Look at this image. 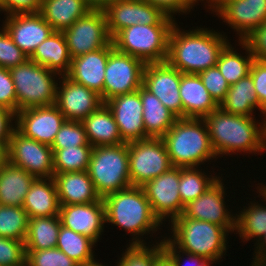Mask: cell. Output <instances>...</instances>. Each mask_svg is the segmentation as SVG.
I'll return each instance as SVG.
<instances>
[{"label": "cell", "instance_id": "6da1fadb", "mask_svg": "<svg viewBox=\"0 0 266 266\" xmlns=\"http://www.w3.org/2000/svg\"><path fill=\"white\" fill-rule=\"evenodd\" d=\"M254 118L229 114L220 108L203 118L217 158L238 152L256 156L266 150V119L258 123Z\"/></svg>", "mask_w": 266, "mask_h": 266}, {"label": "cell", "instance_id": "7a4b0ae2", "mask_svg": "<svg viewBox=\"0 0 266 266\" xmlns=\"http://www.w3.org/2000/svg\"><path fill=\"white\" fill-rule=\"evenodd\" d=\"M173 26L169 36L167 62L181 73L198 74L215 67L219 55L229 43L226 33L197 27L192 30Z\"/></svg>", "mask_w": 266, "mask_h": 266}, {"label": "cell", "instance_id": "3957f363", "mask_svg": "<svg viewBox=\"0 0 266 266\" xmlns=\"http://www.w3.org/2000/svg\"><path fill=\"white\" fill-rule=\"evenodd\" d=\"M103 202L105 223L132 234L129 244H146L143 236L160 230L162 223L154 215L143 187L131 186L117 191L104 197Z\"/></svg>", "mask_w": 266, "mask_h": 266}, {"label": "cell", "instance_id": "277c9868", "mask_svg": "<svg viewBox=\"0 0 266 266\" xmlns=\"http://www.w3.org/2000/svg\"><path fill=\"white\" fill-rule=\"evenodd\" d=\"M162 139L173 167H201L217 160L203 119L178 118Z\"/></svg>", "mask_w": 266, "mask_h": 266}, {"label": "cell", "instance_id": "5b68a950", "mask_svg": "<svg viewBox=\"0 0 266 266\" xmlns=\"http://www.w3.org/2000/svg\"><path fill=\"white\" fill-rule=\"evenodd\" d=\"M170 223L172 235L168 239L181 250L210 259L215 264L226 254L229 232L224 227L181 216Z\"/></svg>", "mask_w": 266, "mask_h": 266}, {"label": "cell", "instance_id": "8992f818", "mask_svg": "<svg viewBox=\"0 0 266 266\" xmlns=\"http://www.w3.org/2000/svg\"><path fill=\"white\" fill-rule=\"evenodd\" d=\"M87 172L101 199L131 187L128 143L93 147Z\"/></svg>", "mask_w": 266, "mask_h": 266}, {"label": "cell", "instance_id": "52a82bcc", "mask_svg": "<svg viewBox=\"0 0 266 266\" xmlns=\"http://www.w3.org/2000/svg\"><path fill=\"white\" fill-rule=\"evenodd\" d=\"M9 70L17 96V112L56 103L59 74L30 59Z\"/></svg>", "mask_w": 266, "mask_h": 266}, {"label": "cell", "instance_id": "ba28073f", "mask_svg": "<svg viewBox=\"0 0 266 266\" xmlns=\"http://www.w3.org/2000/svg\"><path fill=\"white\" fill-rule=\"evenodd\" d=\"M173 26L136 24L120 30L112 42L117 51L141 59L145 64L164 62Z\"/></svg>", "mask_w": 266, "mask_h": 266}, {"label": "cell", "instance_id": "9c48e42d", "mask_svg": "<svg viewBox=\"0 0 266 266\" xmlns=\"http://www.w3.org/2000/svg\"><path fill=\"white\" fill-rule=\"evenodd\" d=\"M128 157L132 186L142 187L173 167L162 138L129 142Z\"/></svg>", "mask_w": 266, "mask_h": 266}, {"label": "cell", "instance_id": "30bf717a", "mask_svg": "<svg viewBox=\"0 0 266 266\" xmlns=\"http://www.w3.org/2000/svg\"><path fill=\"white\" fill-rule=\"evenodd\" d=\"M7 161L35 178L54 176L53 150L47 145L13 130L6 149Z\"/></svg>", "mask_w": 266, "mask_h": 266}, {"label": "cell", "instance_id": "8fae6325", "mask_svg": "<svg viewBox=\"0 0 266 266\" xmlns=\"http://www.w3.org/2000/svg\"><path fill=\"white\" fill-rule=\"evenodd\" d=\"M62 32L71 58L99 50L112 42L103 10L88 11Z\"/></svg>", "mask_w": 266, "mask_h": 266}, {"label": "cell", "instance_id": "7c38bea8", "mask_svg": "<svg viewBox=\"0 0 266 266\" xmlns=\"http://www.w3.org/2000/svg\"><path fill=\"white\" fill-rule=\"evenodd\" d=\"M144 67L141 59L114 49L108 56L105 68L103 103L115 96L139 90Z\"/></svg>", "mask_w": 266, "mask_h": 266}, {"label": "cell", "instance_id": "4fadbf2b", "mask_svg": "<svg viewBox=\"0 0 266 266\" xmlns=\"http://www.w3.org/2000/svg\"><path fill=\"white\" fill-rule=\"evenodd\" d=\"M107 29L111 38L120 30L140 25H175L173 18L143 0H115L105 10Z\"/></svg>", "mask_w": 266, "mask_h": 266}, {"label": "cell", "instance_id": "5bb4252c", "mask_svg": "<svg viewBox=\"0 0 266 266\" xmlns=\"http://www.w3.org/2000/svg\"><path fill=\"white\" fill-rule=\"evenodd\" d=\"M180 167H172L143 187L154 215L164 224L166 219L172 221L184 211L179 195ZM164 221V222H163Z\"/></svg>", "mask_w": 266, "mask_h": 266}, {"label": "cell", "instance_id": "9a60e30c", "mask_svg": "<svg viewBox=\"0 0 266 266\" xmlns=\"http://www.w3.org/2000/svg\"><path fill=\"white\" fill-rule=\"evenodd\" d=\"M225 186L223 177L222 179L220 177L201 196L189 202L180 216L207 221L224 227L230 234L234 233L236 214H231L232 209L229 211L228 206H226L225 198L227 194Z\"/></svg>", "mask_w": 266, "mask_h": 266}, {"label": "cell", "instance_id": "2e32d148", "mask_svg": "<svg viewBox=\"0 0 266 266\" xmlns=\"http://www.w3.org/2000/svg\"><path fill=\"white\" fill-rule=\"evenodd\" d=\"M180 81L181 72L167 61L145 64L142 85L177 118H183V105L179 94Z\"/></svg>", "mask_w": 266, "mask_h": 266}, {"label": "cell", "instance_id": "e0dca14e", "mask_svg": "<svg viewBox=\"0 0 266 266\" xmlns=\"http://www.w3.org/2000/svg\"><path fill=\"white\" fill-rule=\"evenodd\" d=\"M66 120L55 104L32 107L16 113L15 128L24 136L51 146Z\"/></svg>", "mask_w": 266, "mask_h": 266}, {"label": "cell", "instance_id": "ac0fdd59", "mask_svg": "<svg viewBox=\"0 0 266 266\" xmlns=\"http://www.w3.org/2000/svg\"><path fill=\"white\" fill-rule=\"evenodd\" d=\"M59 79L55 105L67 120L82 122L103 104L100 95L91 89L72 81L66 75Z\"/></svg>", "mask_w": 266, "mask_h": 266}, {"label": "cell", "instance_id": "d6986e66", "mask_svg": "<svg viewBox=\"0 0 266 266\" xmlns=\"http://www.w3.org/2000/svg\"><path fill=\"white\" fill-rule=\"evenodd\" d=\"M5 17L1 26L28 57L55 31L39 12L11 14Z\"/></svg>", "mask_w": 266, "mask_h": 266}, {"label": "cell", "instance_id": "ffe728a7", "mask_svg": "<svg viewBox=\"0 0 266 266\" xmlns=\"http://www.w3.org/2000/svg\"><path fill=\"white\" fill-rule=\"evenodd\" d=\"M215 13L237 32L239 41H243L266 22V0L226 1Z\"/></svg>", "mask_w": 266, "mask_h": 266}, {"label": "cell", "instance_id": "44dd1931", "mask_svg": "<svg viewBox=\"0 0 266 266\" xmlns=\"http://www.w3.org/2000/svg\"><path fill=\"white\" fill-rule=\"evenodd\" d=\"M112 111L125 143L144 140L143 106L139 91L115 96L105 102Z\"/></svg>", "mask_w": 266, "mask_h": 266}, {"label": "cell", "instance_id": "7402d4cb", "mask_svg": "<svg viewBox=\"0 0 266 266\" xmlns=\"http://www.w3.org/2000/svg\"><path fill=\"white\" fill-rule=\"evenodd\" d=\"M62 226L92 239L97 243L105 228L103 199L88 204L60 205Z\"/></svg>", "mask_w": 266, "mask_h": 266}, {"label": "cell", "instance_id": "603a6c76", "mask_svg": "<svg viewBox=\"0 0 266 266\" xmlns=\"http://www.w3.org/2000/svg\"><path fill=\"white\" fill-rule=\"evenodd\" d=\"M114 49L111 42L104 48L72 58L70 70L66 76L96 92L103 102L105 68L108 56Z\"/></svg>", "mask_w": 266, "mask_h": 266}, {"label": "cell", "instance_id": "cb8c5ba5", "mask_svg": "<svg viewBox=\"0 0 266 266\" xmlns=\"http://www.w3.org/2000/svg\"><path fill=\"white\" fill-rule=\"evenodd\" d=\"M60 205L88 204L101 200L87 171L54 173Z\"/></svg>", "mask_w": 266, "mask_h": 266}, {"label": "cell", "instance_id": "d4e9b609", "mask_svg": "<svg viewBox=\"0 0 266 266\" xmlns=\"http://www.w3.org/2000/svg\"><path fill=\"white\" fill-rule=\"evenodd\" d=\"M179 94L183 105V118L203 119L219 108L198 74L181 73Z\"/></svg>", "mask_w": 266, "mask_h": 266}, {"label": "cell", "instance_id": "484cf974", "mask_svg": "<svg viewBox=\"0 0 266 266\" xmlns=\"http://www.w3.org/2000/svg\"><path fill=\"white\" fill-rule=\"evenodd\" d=\"M29 218L59 215L60 203L52 178H35L22 206Z\"/></svg>", "mask_w": 266, "mask_h": 266}, {"label": "cell", "instance_id": "4316f807", "mask_svg": "<svg viewBox=\"0 0 266 266\" xmlns=\"http://www.w3.org/2000/svg\"><path fill=\"white\" fill-rule=\"evenodd\" d=\"M29 59L60 76L67 75L72 58L63 32L54 31L35 49Z\"/></svg>", "mask_w": 266, "mask_h": 266}, {"label": "cell", "instance_id": "83f0119b", "mask_svg": "<svg viewBox=\"0 0 266 266\" xmlns=\"http://www.w3.org/2000/svg\"><path fill=\"white\" fill-rule=\"evenodd\" d=\"M88 142L91 146H108L125 143L119 133L112 111L103 103L83 121Z\"/></svg>", "mask_w": 266, "mask_h": 266}, {"label": "cell", "instance_id": "f1b7e54d", "mask_svg": "<svg viewBox=\"0 0 266 266\" xmlns=\"http://www.w3.org/2000/svg\"><path fill=\"white\" fill-rule=\"evenodd\" d=\"M138 91L143 106L145 139L162 138L178 118L143 85Z\"/></svg>", "mask_w": 266, "mask_h": 266}, {"label": "cell", "instance_id": "f546056e", "mask_svg": "<svg viewBox=\"0 0 266 266\" xmlns=\"http://www.w3.org/2000/svg\"><path fill=\"white\" fill-rule=\"evenodd\" d=\"M35 177L6 161L0 170V205L22 207Z\"/></svg>", "mask_w": 266, "mask_h": 266}, {"label": "cell", "instance_id": "4dcf8cb0", "mask_svg": "<svg viewBox=\"0 0 266 266\" xmlns=\"http://www.w3.org/2000/svg\"><path fill=\"white\" fill-rule=\"evenodd\" d=\"M219 108L229 114L255 117V109L266 119V112L260 107L256 96L252 77L248 75L237 83L230 85L225 99L220 103Z\"/></svg>", "mask_w": 266, "mask_h": 266}, {"label": "cell", "instance_id": "1f68e13d", "mask_svg": "<svg viewBox=\"0 0 266 266\" xmlns=\"http://www.w3.org/2000/svg\"><path fill=\"white\" fill-rule=\"evenodd\" d=\"M90 10L84 0H41L39 13L55 31H63Z\"/></svg>", "mask_w": 266, "mask_h": 266}, {"label": "cell", "instance_id": "d6a6232c", "mask_svg": "<svg viewBox=\"0 0 266 266\" xmlns=\"http://www.w3.org/2000/svg\"><path fill=\"white\" fill-rule=\"evenodd\" d=\"M256 189H258L256 193H259L257 197H261L262 202H266V191L260 185ZM264 204L266 205V203L262 205L250 201L247 207L244 206L240 212H237L235 233L237 232L240 239L242 238V242L253 241V239L257 241L266 233V206Z\"/></svg>", "mask_w": 266, "mask_h": 266}, {"label": "cell", "instance_id": "836d02e7", "mask_svg": "<svg viewBox=\"0 0 266 266\" xmlns=\"http://www.w3.org/2000/svg\"><path fill=\"white\" fill-rule=\"evenodd\" d=\"M61 225L59 215L29 218L24 240L26 250H44L56 247Z\"/></svg>", "mask_w": 266, "mask_h": 266}, {"label": "cell", "instance_id": "e575fe53", "mask_svg": "<svg viewBox=\"0 0 266 266\" xmlns=\"http://www.w3.org/2000/svg\"><path fill=\"white\" fill-rule=\"evenodd\" d=\"M238 43L243 50L245 56L237 52V49L232 47L230 42L221 51L216 66L225 77L229 85L237 83L240 79L247 77L250 74V68L255 60L248 45L244 41ZM235 49V50H234Z\"/></svg>", "mask_w": 266, "mask_h": 266}, {"label": "cell", "instance_id": "d590c367", "mask_svg": "<svg viewBox=\"0 0 266 266\" xmlns=\"http://www.w3.org/2000/svg\"><path fill=\"white\" fill-rule=\"evenodd\" d=\"M94 246L96 243L89 237L61 225L56 247L70 259L78 264L94 260L96 256L93 251Z\"/></svg>", "mask_w": 266, "mask_h": 266}, {"label": "cell", "instance_id": "8d00e7d4", "mask_svg": "<svg viewBox=\"0 0 266 266\" xmlns=\"http://www.w3.org/2000/svg\"><path fill=\"white\" fill-rule=\"evenodd\" d=\"M200 167H180L179 195L181 202L186 206L201 196L212 184H214L220 175H206ZM214 175V176H213ZM216 175V176H215Z\"/></svg>", "mask_w": 266, "mask_h": 266}, {"label": "cell", "instance_id": "74e56055", "mask_svg": "<svg viewBox=\"0 0 266 266\" xmlns=\"http://www.w3.org/2000/svg\"><path fill=\"white\" fill-rule=\"evenodd\" d=\"M52 150L54 173L87 171L93 146L82 145Z\"/></svg>", "mask_w": 266, "mask_h": 266}, {"label": "cell", "instance_id": "f35d334b", "mask_svg": "<svg viewBox=\"0 0 266 266\" xmlns=\"http://www.w3.org/2000/svg\"><path fill=\"white\" fill-rule=\"evenodd\" d=\"M29 217L23 207L0 205V237L24 241Z\"/></svg>", "mask_w": 266, "mask_h": 266}, {"label": "cell", "instance_id": "ab89813d", "mask_svg": "<svg viewBox=\"0 0 266 266\" xmlns=\"http://www.w3.org/2000/svg\"><path fill=\"white\" fill-rule=\"evenodd\" d=\"M159 240L153 246L149 243L127 244L116 266H155L156 260L164 253L162 239Z\"/></svg>", "mask_w": 266, "mask_h": 266}, {"label": "cell", "instance_id": "60d3db41", "mask_svg": "<svg viewBox=\"0 0 266 266\" xmlns=\"http://www.w3.org/2000/svg\"><path fill=\"white\" fill-rule=\"evenodd\" d=\"M90 145L82 122L66 120L50 146L52 149Z\"/></svg>", "mask_w": 266, "mask_h": 266}, {"label": "cell", "instance_id": "b9f144b4", "mask_svg": "<svg viewBox=\"0 0 266 266\" xmlns=\"http://www.w3.org/2000/svg\"><path fill=\"white\" fill-rule=\"evenodd\" d=\"M26 264L28 266H77L78 263L70 259L57 247L44 250H26Z\"/></svg>", "mask_w": 266, "mask_h": 266}, {"label": "cell", "instance_id": "7bdbcfd3", "mask_svg": "<svg viewBox=\"0 0 266 266\" xmlns=\"http://www.w3.org/2000/svg\"><path fill=\"white\" fill-rule=\"evenodd\" d=\"M29 57L13 42L7 31L0 28V67L10 69L16 67Z\"/></svg>", "mask_w": 266, "mask_h": 266}, {"label": "cell", "instance_id": "ee69618b", "mask_svg": "<svg viewBox=\"0 0 266 266\" xmlns=\"http://www.w3.org/2000/svg\"><path fill=\"white\" fill-rule=\"evenodd\" d=\"M203 85L210 93L211 97L215 102L220 103L225 99L227 91L230 85L228 84L225 77L222 75L217 66L208 68L198 73Z\"/></svg>", "mask_w": 266, "mask_h": 266}, {"label": "cell", "instance_id": "f6af8a7d", "mask_svg": "<svg viewBox=\"0 0 266 266\" xmlns=\"http://www.w3.org/2000/svg\"><path fill=\"white\" fill-rule=\"evenodd\" d=\"M25 263L24 241L0 237V266H22Z\"/></svg>", "mask_w": 266, "mask_h": 266}, {"label": "cell", "instance_id": "bcb514c9", "mask_svg": "<svg viewBox=\"0 0 266 266\" xmlns=\"http://www.w3.org/2000/svg\"><path fill=\"white\" fill-rule=\"evenodd\" d=\"M163 238L161 240L163 252L171 259L175 266H211L215 263L210 259L181 250L168 237L164 236ZM184 256H186L185 259H187L188 263L186 261L184 264Z\"/></svg>", "mask_w": 266, "mask_h": 266}, {"label": "cell", "instance_id": "7dc6e473", "mask_svg": "<svg viewBox=\"0 0 266 266\" xmlns=\"http://www.w3.org/2000/svg\"><path fill=\"white\" fill-rule=\"evenodd\" d=\"M0 106L17 113V96L9 69L0 67Z\"/></svg>", "mask_w": 266, "mask_h": 266}, {"label": "cell", "instance_id": "c3c4849f", "mask_svg": "<svg viewBox=\"0 0 266 266\" xmlns=\"http://www.w3.org/2000/svg\"><path fill=\"white\" fill-rule=\"evenodd\" d=\"M156 8H159L166 16L173 19L175 14H189L198 3L196 0H143Z\"/></svg>", "mask_w": 266, "mask_h": 266}, {"label": "cell", "instance_id": "681fc988", "mask_svg": "<svg viewBox=\"0 0 266 266\" xmlns=\"http://www.w3.org/2000/svg\"><path fill=\"white\" fill-rule=\"evenodd\" d=\"M260 107L266 112V61L255 59L250 68Z\"/></svg>", "mask_w": 266, "mask_h": 266}, {"label": "cell", "instance_id": "f907efd6", "mask_svg": "<svg viewBox=\"0 0 266 266\" xmlns=\"http://www.w3.org/2000/svg\"><path fill=\"white\" fill-rule=\"evenodd\" d=\"M255 59L266 61V22L243 40Z\"/></svg>", "mask_w": 266, "mask_h": 266}, {"label": "cell", "instance_id": "816d5d0a", "mask_svg": "<svg viewBox=\"0 0 266 266\" xmlns=\"http://www.w3.org/2000/svg\"><path fill=\"white\" fill-rule=\"evenodd\" d=\"M40 7L41 0H1V11L6 16L18 13H37Z\"/></svg>", "mask_w": 266, "mask_h": 266}, {"label": "cell", "instance_id": "f5cc1de1", "mask_svg": "<svg viewBox=\"0 0 266 266\" xmlns=\"http://www.w3.org/2000/svg\"><path fill=\"white\" fill-rule=\"evenodd\" d=\"M15 121H16V114L13 111L0 106V146L1 147L8 146L11 134L15 129L14 125V123H16Z\"/></svg>", "mask_w": 266, "mask_h": 266}, {"label": "cell", "instance_id": "db71d44e", "mask_svg": "<svg viewBox=\"0 0 266 266\" xmlns=\"http://www.w3.org/2000/svg\"><path fill=\"white\" fill-rule=\"evenodd\" d=\"M115 0H84L91 10H105Z\"/></svg>", "mask_w": 266, "mask_h": 266}, {"label": "cell", "instance_id": "11a10c76", "mask_svg": "<svg viewBox=\"0 0 266 266\" xmlns=\"http://www.w3.org/2000/svg\"><path fill=\"white\" fill-rule=\"evenodd\" d=\"M256 243L254 244L255 250H254V258H252V262L254 263L263 253L266 252V233L263 234L261 238H259Z\"/></svg>", "mask_w": 266, "mask_h": 266}, {"label": "cell", "instance_id": "9f6ffc18", "mask_svg": "<svg viewBox=\"0 0 266 266\" xmlns=\"http://www.w3.org/2000/svg\"><path fill=\"white\" fill-rule=\"evenodd\" d=\"M226 1H230V0H209L207 3L210 11L213 12V14L226 2Z\"/></svg>", "mask_w": 266, "mask_h": 266}, {"label": "cell", "instance_id": "6f0895ef", "mask_svg": "<svg viewBox=\"0 0 266 266\" xmlns=\"http://www.w3.org/2000/svg\"><path fill=\"white\" fill-rule=\"evenodd\" d=\"M155 266H175L171 259L163 253L155 263Z\"/></svg>", "mask_w": 266, "mask_h": 266}, {"label": "cell", "instance_id": "680465c9", "mask_svg": "<svg viewBox=\"0 0 266 266\" xmlns=\"http://www.w3.org/2000/svg\"><path fill=\"white\" fill-rule=\"evenodd\" d=\"M6 149L7 147L0 146V170L2 165L7 161Z\"/></svg>", "mask_w": 266, "mask_h": 266}, {"label": "cell", "instance_id": "91938a15", "mask_svg": "<svg viewBox=\"0 0 266 266\" xmlns=\"http://www.w3.org/2000/svg\"><path fill=\"white\" fill-rule=\"evenodd\" d=\"M256 266H266V252L263 253L255 262Z\"/></svg>", "mask_w": 266, "mask_h": 266}, {"label": "cell", "instance_id": "94428289", "mask_svg": "<svg viewBox=\"0 0 266 266\" xmlns=\"http://www.w3.org/2000/svg\"><path fill=\"white\" fill-rule=\"evenodd\" d=\"M77 266H106V265H103V263H99L94 259L87 263L78 264Z\"/></svg>", "mask_w": 266, "mask_h": 266}, {"label": "cell", "instance_id": "6125c7cd", "mask_svg": "<svg viewBox=\"0 0 266 266\" xmlns=\"http://www.w3.org/2000/svg\"><path fill=\"white\" fill-rule=\"evenodd\" d=\"M260 185H262L261 187L266 191V186L263 185V183H261Z\"/></svg>", "mask_w": 266, "mask_h": 266}, {"label": "cell", "instance_id": "be15d7a7", "mask_svg": "<svg viewBox=\"0 0 266 266\" xmlns=\"http://www.w3.org/2000/svg\"><path fill=\"white\" fill-rule=\"evenodd\" d=\"M198 3H199V1L201 2V1H203L204 2V0H196ZM206 2L205 3H207L209 0H205Z\"/></svg>", "mask_w": 266, "mask_h": 266}]
</instances>
